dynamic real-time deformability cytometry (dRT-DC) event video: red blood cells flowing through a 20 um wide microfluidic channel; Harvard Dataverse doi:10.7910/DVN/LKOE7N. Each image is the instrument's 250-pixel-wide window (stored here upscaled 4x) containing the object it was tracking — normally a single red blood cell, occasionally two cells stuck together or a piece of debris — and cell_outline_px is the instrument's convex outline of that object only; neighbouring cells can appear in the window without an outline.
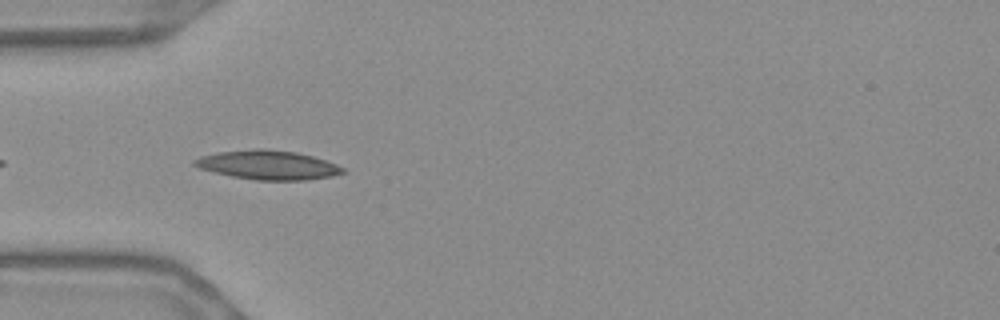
{"species": "Egyptian fruit bat (a non-hibernating species)", "species_latin": "Rousettus aegyptiacus", "temperature_condition": "warm", "stored_images_in_passage": 16, "camera_frame_rate_fps": 3000, "um_per_image_px": 0.085, "frame": {"image": 1, "passage_image": 3, "time_ms": 0.667, "image_size_px": [1000, 320], "cell_outline_px": [[344, 172], [332, 176], [304, 180], [256, 180], [232, 176], [200, 168], [192, 164], [192, 160], [200, 156], [220, 152], [252, 148], [264, 148], [296, 152], [312, 156], [336, 164], [344, 168]], "centroid_in_image_um": [22.76, 14.01], "position_along_channel_um": 62.2, "area_um2": 25.03}}
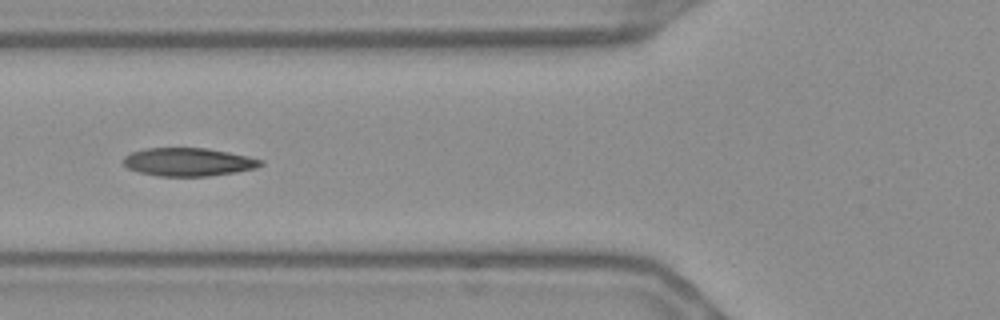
{"frame": {"image": 2, "passage_image": 7, "time_ms": 2.0, "image_size_px": [1000, 320], "cell_outline_px": [[264, 164], [256, 168], [236, 172], [208, 176], [160, 176], [140, 172], [128, 168], [124, 164], [124, 156], [132, 152], [144, 148], [208, 148], [248, 156], [264, 160]], "centroid_in_image_um": [16.04, 13.76], "position_along_channel_um": 109.8, "area_um2": 22.54}}
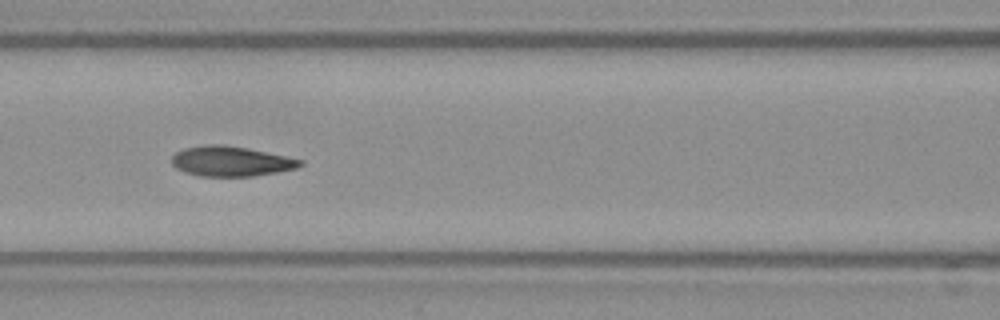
{"frame": {"image": 3, "passage_image": 10, "time_ms": 3.0, "image_size_px": [1000, 320], "cell_outline_px": [[304, 164], [296, 168], [276, 172], [252, 176], [200, 176], [184, 172], [176, 168], [172, 164], [172, 156], [176, 152], [184, 148], [204, 144], [224, 144], [248, 148], [288, 156], [304, 160]], "centroid_in_image_um": [19.63, 13.69], "position_along_channel_um": 147.0, "area_um2": 22.66}}